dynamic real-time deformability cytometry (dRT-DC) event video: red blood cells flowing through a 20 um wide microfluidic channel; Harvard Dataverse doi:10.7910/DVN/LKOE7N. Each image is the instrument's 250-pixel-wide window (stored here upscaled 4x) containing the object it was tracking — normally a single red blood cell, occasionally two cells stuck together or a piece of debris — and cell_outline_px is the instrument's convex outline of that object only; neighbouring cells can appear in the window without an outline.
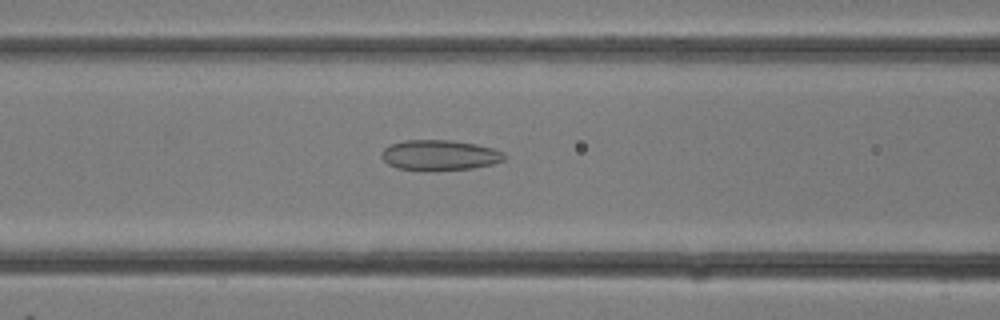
{"species": "common noctule bat (a hibernating species)", "species_latin": "Nyctalus noctula", "temperature_condition": "room temperature", "stored_images_in_passage": 30, "camera_frame_rate_fps": 3000, "um_per_image_px": 0.085, "animal": {"sex": "female"}, "frame": {"image": 1, "passage_image": 12, "time_ms": 3.667, "image_size_px": [1000, 320], "cell_outline_px": [[508, 156], [504, 160], [492, 164], [472, 168], [424, 172], [396, 168], [388, 164], [380, 156], [380, 152], [384, 148], [392, 144], [404, 140], [452, 140], [476, 144], [492, 148], [504, 152]], "centroid_in_image_um": [37.35, 13.21], "position_along_channel_um": 129.3, "area_um2": 22.2}}
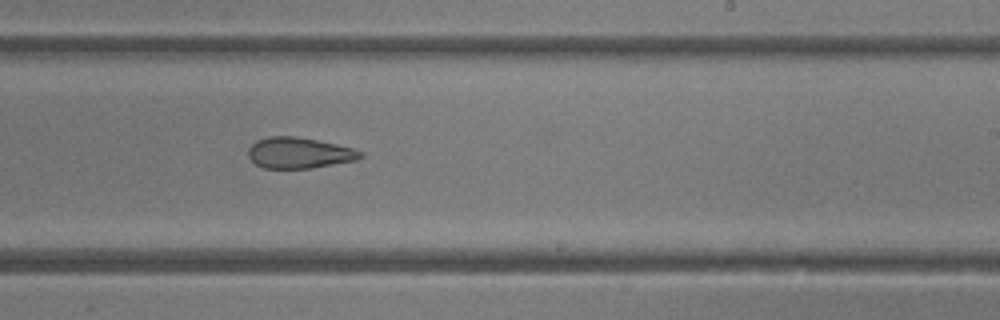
{"frame": {"image": 2, "passage_image": 18, "time_ms": 5.667, "image_size_px": [1000, 320], "cell_outline_px": [[364, 156], [356, 160], [312, 168], [264, 168], [256, 164], [248, 156], [248, 148], [256, 140], [268, 136], [296, 136], [336, 144], [352, 148], [364, 152]], "centroid_in_image_um": [25.42, 12.99], "position_along_channel_um": 263.6, "area_um2": 20.23}}
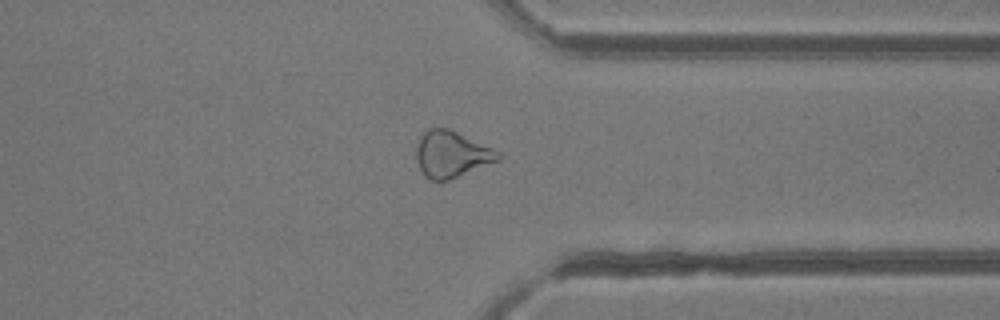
{"frame": {"image": 3, "passage_image": 23, "time_ms": 7.333, "image_size_px": [1000, 320], "cell_outline_px": [[504, 156], [500, 160], [448, 180], [432, 180], [424, 176], [416, 160], [416, 148], [420, 136], [428, 128], [452, 128], [500, 152]], "centroid_in_image_um": [38.39, 13.09], "position_along_channel_um": 373.0, "area_um2": 22.31}}